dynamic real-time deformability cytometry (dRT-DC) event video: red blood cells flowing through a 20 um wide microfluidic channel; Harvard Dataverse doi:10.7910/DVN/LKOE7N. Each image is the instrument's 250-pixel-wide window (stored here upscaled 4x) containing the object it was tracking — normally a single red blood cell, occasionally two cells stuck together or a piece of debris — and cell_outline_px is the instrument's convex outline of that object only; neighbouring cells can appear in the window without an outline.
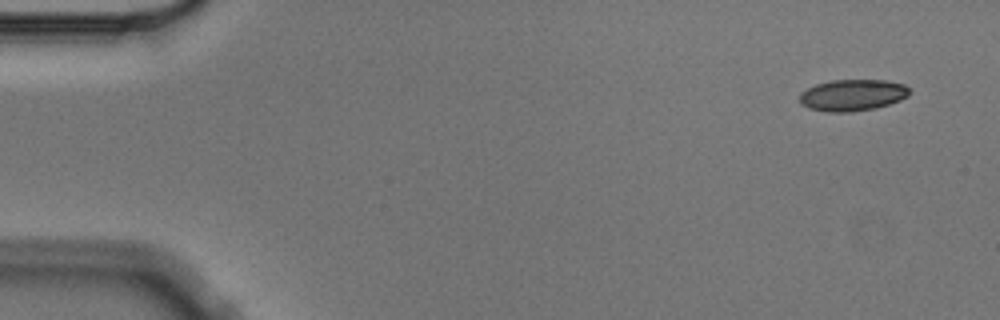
{"species": "Egyptian fruit bat (a non-hibernating species)", "species_latin": "Rousettus aegyptiacus", "temperature_condition": "cold", "stored_images_in_passage": 10, "camera_frame_rate_fps": 3000, "um_per_image_px": 0.085, "animal": {"sex": "male"}, "frame": {"image": 1, "passage_image": 1, "time_ms": 0.0, "image_size_px": [1000, 320], "cell_outline_px": [[908, 96], [900, 100], [876, 108], [848, 112], [828, 112], [808, 108], [800, 104], [800, 92], [816, 84], [832, 80], [884, 80], [904, 84], [908, 88]], "centroid_in_image_um": [72.43, 8.09], "position_along_channel_um": 12.6, "area_um2": 20.11}}
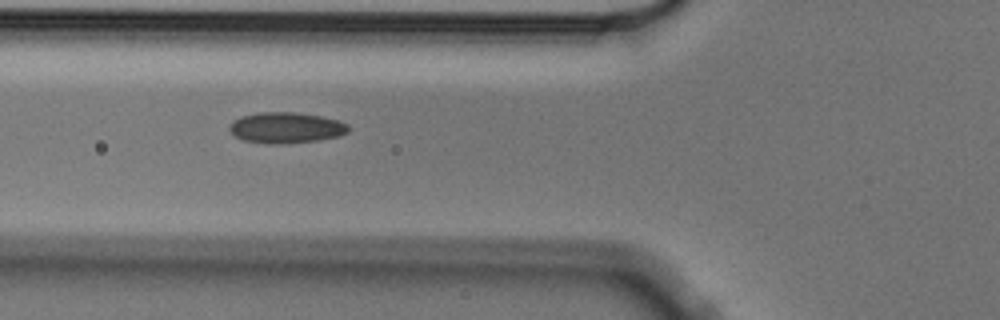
{"frame": {"image": 2, "passage_image": 6, "time_ms": 1.667, "image_size_px": [1000, 320], "cell_outline_px": [[352, 128], [348, 132], [340, 136], [320, 140], [284, 144], [264, 144], [244, 140], [236, 136], [228, 128], [228, 124], [232, 120], [240, 116], [260, 112], [292, 112], [320, 116], [340, 120], [348, 124]], "centroid_in_image_um": [24.33, 10.86], "position_along_channel_um": 101.5, "area_um2": 21.79}}
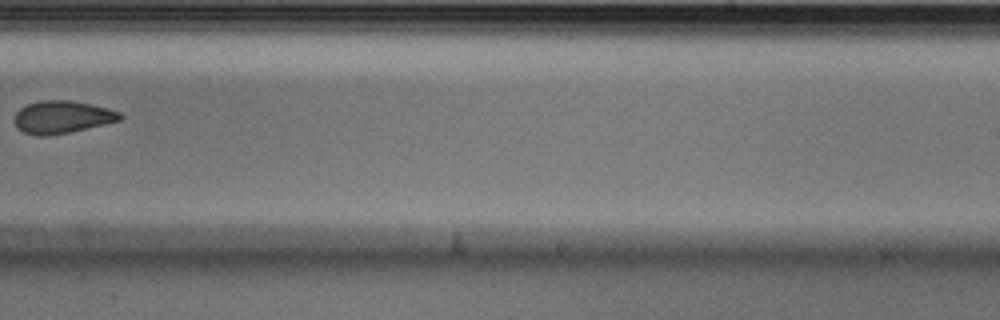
{"frame": {"image": 3, "passage_image": 10, "time_ms": 3.0, "image_size_px": [1000, 320], "cell_outline_px": [[124, 116], [120, 120], [104, 124], [68, 132], [48, 136], [36, 136], [24, 132], [16, 128], [16, 112], [20, 108], [28, 104], [40, 100], [72, 100], [92, 104], [108, 108], [120, 112]], "centroid_in_image_um": [5.29, 9.94], "position_along_channel_um": 283.7, "area_um2": 20.0}}